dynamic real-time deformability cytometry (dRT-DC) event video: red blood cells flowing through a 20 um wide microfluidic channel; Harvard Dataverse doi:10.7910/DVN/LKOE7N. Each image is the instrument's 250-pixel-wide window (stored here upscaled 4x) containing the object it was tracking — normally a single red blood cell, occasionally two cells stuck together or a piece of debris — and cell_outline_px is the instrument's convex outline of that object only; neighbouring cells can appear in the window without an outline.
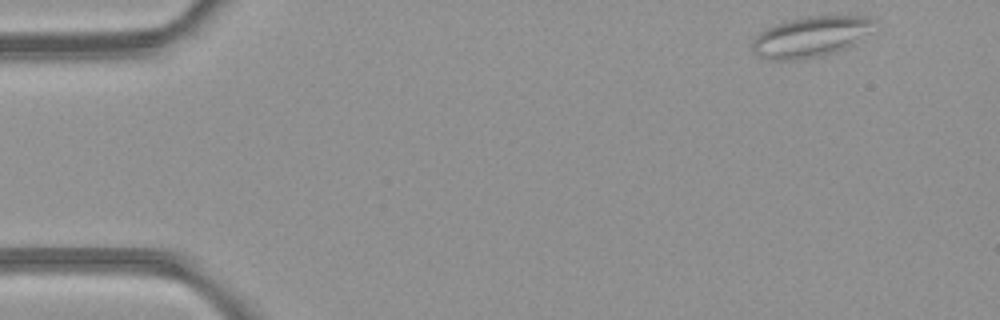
{"species": "common noctule bat (a hibernating species)", "species_latin": "Nyctalus noctula", "temperature_condition": "room temperature", "stored_images_in_passage": 46, "camera_frame_rate_fps": 3000, "um_per_image_px": 0.085, "animal": {"sex": "female", "body_mass_g": 21.9}, "frame": {"image": 1, "passage_image": 1, "time_ms": 0.0, "image_size_px": [1000, 320], "cell_outline_px": [[876, 20], [868, 32], [844, 48], [824, 56], [796, 60], [772, 60], [760, 56], [752, 52], [752, 40], [764, 28], [784, 20], [808, 16], [868, 16]], "centroid_in_image_um": [68.82, 3.12], "position_along_channel_um": 16.2, "area_um2": 28.73}}
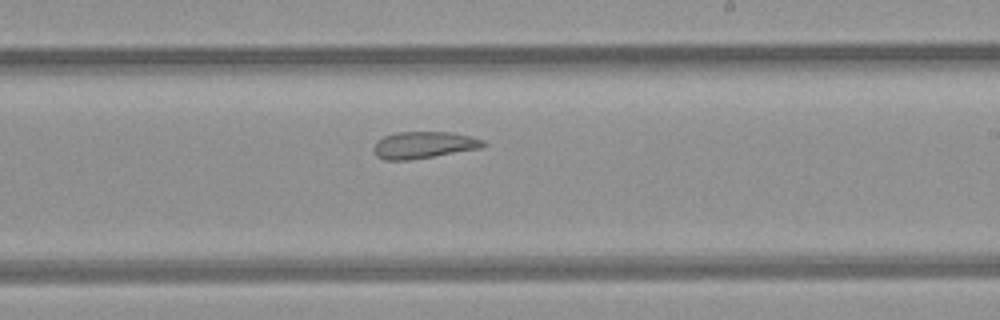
{"frame": {"image": 2, "passage_image": 26, "time_ms": 8.333, "image_size_px": [1000, 320], "cell_outline_px": [[484, 144], [480, 148], [408, 160], [384, 160], [376, 156], [372, 152], [372, 148], [376, 140], [384, 136], [396, 132], [448, 132], [472, 136], [484, 140]], "centroid_in_image_um": [35.93, 12.32], "position_along_channel_um": 253.1, "area_um2": 17.11}}
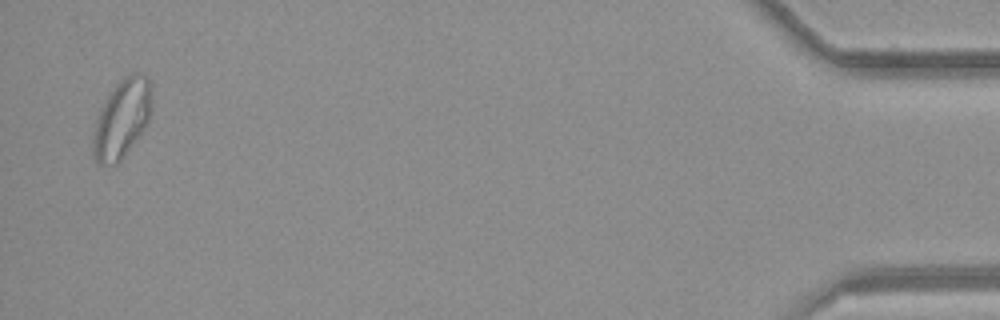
{"frame": {"image": 3, "passage_image": 45, "time_ms": 14.667, "image_size_px": [1000, 320], "cell_outline_px": [[152, 108], [148, 124], [120, 160], [116, 164], [100, 164], [92, 156], [92, 136], [96, 116], [100, 108], [116, 84], [124, 76], [132, 72], [140, 72], [148, 76], [152, 84]], "centroid_in_image_um": [10.38, 10.04], "position_along_channel_um": 424.8, "area_um2": 27.34}, "authors_computed_cell_mechanics": {"area_um2": 21.7906, "velocity_mm_per_s": 4.1962, "shape_relaxation_time_tau1_ms": null, "shape_relaxation_time_tau2_ms": 2.2102, "deformation_change_tau1": null, "deformation_change_tau2": 0.0786}}